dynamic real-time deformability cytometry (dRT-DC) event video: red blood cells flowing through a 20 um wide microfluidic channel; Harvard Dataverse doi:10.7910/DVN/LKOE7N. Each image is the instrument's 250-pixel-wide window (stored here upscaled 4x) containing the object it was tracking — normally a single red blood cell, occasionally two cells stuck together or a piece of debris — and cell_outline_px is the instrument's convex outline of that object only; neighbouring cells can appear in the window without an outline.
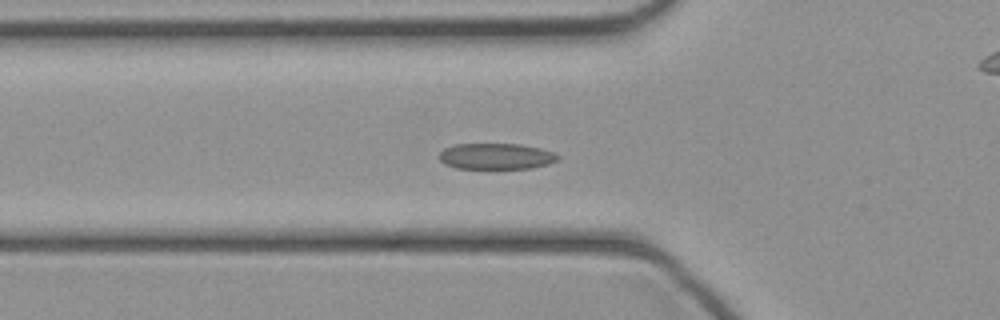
{"species": "common noctule bat (a hibernating species)", "species_latin": "Nyctalus noctula", "temperature_condition": "cold", "stored_images_in_passage": 35, "camera_frame_rate_fps": 3000, "um_per_image_px": 0.085, "animal": {"sex": "female", "body_mass_g": 21.9}, "frame": {"image": 1, "passage_image": 5, "time_ms": 1.333, "image_size_px": [1000, 320], "cell_outline_px": [[560, 160], [548, 164], [532, 168], [456, 168], [444, 164], [440, 160], [440, 152], [444, 148], [456, 144], [520, 144], [540, 148], [552, 152], [560, 156]], "centroid_in_image_um": [42.19, 13.28], "position_along_channel_um": 83.6, "area_um2": 17.98}}
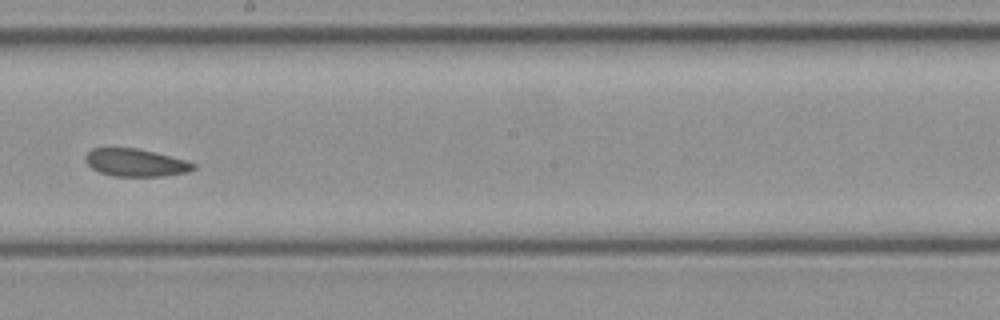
{"frame": {"image": 2, "passage_image": 15, "time_ms": 4.667, "image_size_px": [1000, 320], "cell_outline_px": [[196, 168], [188, 172], [160, 176], [112, 176], [100, 172], [92, 168], [84, 160], [84, 156], [92, 148], [136, 148], [188, 160], [196, 164]], "centroid_in_image_um": [11.53, 13.82], "position_along_channel_um": 236.7, "area_um2": 17.4}}
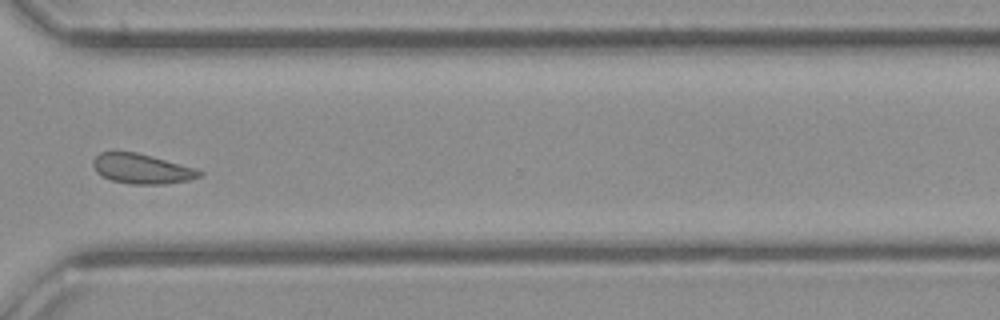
{"frame": {"image": 3, "passage_image": 23, "time_ms": 7.333, "image_size_px": [1000, 320], "cell_outline_px": [[204, 172], [200, 176], [188, 180], [164, 184], [132, 184], [112, 180], [96, 172], [92, 164], [92, 160], [100, 152], [136, 152], [152, 156], [196, 168]], "centroid_in_image_um": [12.05, 14.34], "position_along_channel_um": 358.5, "area_um2": 18.38}}